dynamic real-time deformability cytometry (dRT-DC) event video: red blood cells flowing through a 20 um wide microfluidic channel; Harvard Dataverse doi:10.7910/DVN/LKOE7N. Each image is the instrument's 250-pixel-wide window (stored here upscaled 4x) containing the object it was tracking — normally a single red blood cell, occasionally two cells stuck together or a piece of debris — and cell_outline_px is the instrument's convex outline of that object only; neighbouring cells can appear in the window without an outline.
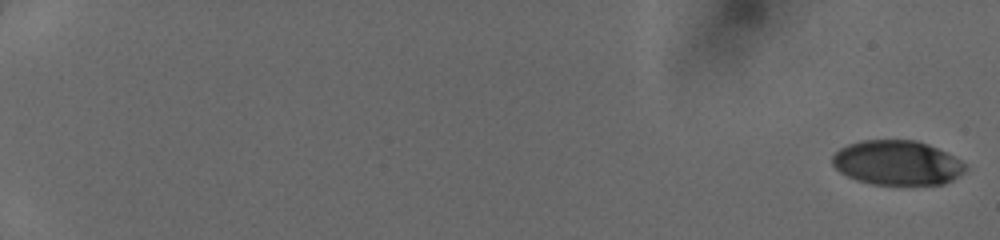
{"species": "human", "species_latin": "Homo sapiens", "temperature_condition": "cold", "stored_images_in_passage": 51, "camera_frame_rate_fps": 3000, "um_per_image_px": 0.085, "donor": {"sex": "female"}, "frame": {"image": 1, "passage_image": 1, "time_ms": 0.0, "image_size_px": [1000, 240], "cell_outline_px": [[964, 172], [952, 180], [944, 184], [872, 184], [856, 180], [840, 172], [832, 164], [832, 156], [840, 148], [848, 144], [860, 140], [916, 140], [928, 144], [960, 160], [964, 164]], "centroid_in_image_um": [76.21, 13.83], "position_along_channel_um": 8.8, "area_um2": 34.28}}
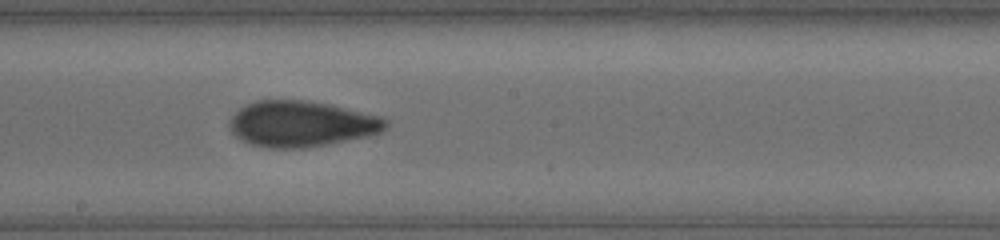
{"frame": {"image": 2, "passage_image": 32, "time_ms": 10.333, "image_size_px": [1000, 240], "cell_outline_px": [[388, 128], [380, 132], [368, 136], [304, 148], [268, 148], [252, 144], [240, 140], [232, 132], [228, 124], [228, 120], [240, 108], [256, 100], [300, 100], [332, 104], [380, 116], [388, 120]], "centroid_in_image_um": [25.62, 10.52], "position_along_channel_um": 222.6, "area_um2": 41.79}}
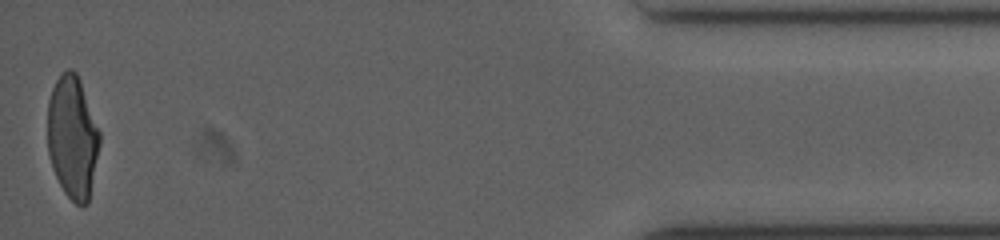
{"frame": {"image": 3, "passage_image": 51, "time_ms": 16.667, "image_size_px": [1000, 240], "cell_outline_px": [[100, 144], [88, 204], [76, 204], [64, 192], [52, 168], [48, 152], [48, 100], [52, 88], [56, 80], [68, 68], [72, 68], [76, 72], [80, 80], [100, 132]], "centroid_in_image_um": [6.16, 11.66], "position_along_channel_um": 429.0, "area_um2": 37.11}}